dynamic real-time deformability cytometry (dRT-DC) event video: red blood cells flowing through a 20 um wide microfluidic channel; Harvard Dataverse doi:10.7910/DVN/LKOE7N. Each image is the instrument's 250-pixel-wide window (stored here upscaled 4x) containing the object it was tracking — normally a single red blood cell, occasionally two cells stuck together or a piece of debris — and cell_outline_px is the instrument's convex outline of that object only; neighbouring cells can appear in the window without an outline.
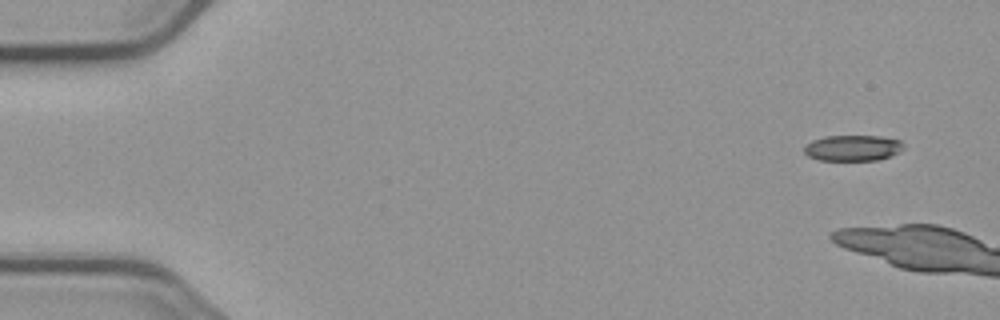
{"species": "common noctule bat (a hibernating species)", "species_latin": "Nyctalus noctula", "temperature_condition": "cold", "stored_images_in_passage": 8, "camera_frame_rate_fps": 3000, "um_per_image_px": 0.085, "animal": {"sex": "male", "body_mass_g": 23.1, "forearm_length_mm": 52.7}, "frame": {"image": 1, "passage_image": 1, "time_ms": 0.0, "image_size_px": [1000, 320], "cell_outline_px": [[904, 148], [900, 152], [876, 160], [820, 160], [808, 156], [804, 152], [804, 148], [812, 140], [824, 136], [880, 136], [900, 140], [904, 144]], "centroid_in_image_um": [72.5, 12.57], "position_along_channel_um": 12.5, "area_um2": 14.91}}
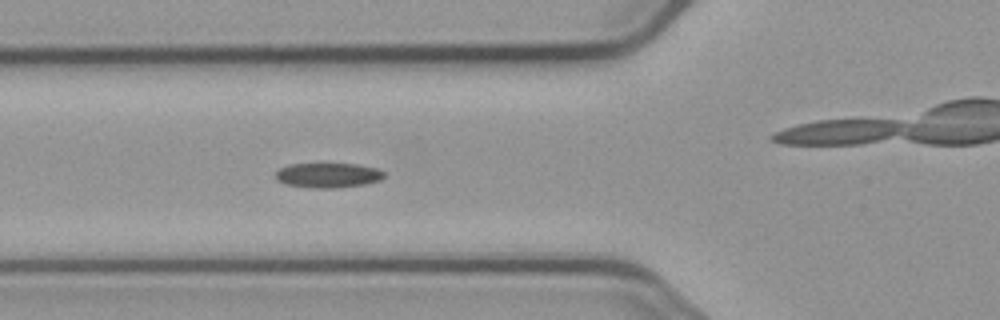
{"frame": {"image": 2, "passage_image": 7, "time_ms": 8.0, "image_size_px": [1000, 320], "cell_outline_px": [[384, 176], [380, 180], [364, 184], [336, 188], [312, 188], [284, 184], [276, 180], [276, 172], [280, 168], [288, 164], [356, 164], [376, 168], [384, 172]], "centroid_in_image_um": [27.85, 14.9], "position_along_channel_um": 97.9, "area_um2": 15.66}}